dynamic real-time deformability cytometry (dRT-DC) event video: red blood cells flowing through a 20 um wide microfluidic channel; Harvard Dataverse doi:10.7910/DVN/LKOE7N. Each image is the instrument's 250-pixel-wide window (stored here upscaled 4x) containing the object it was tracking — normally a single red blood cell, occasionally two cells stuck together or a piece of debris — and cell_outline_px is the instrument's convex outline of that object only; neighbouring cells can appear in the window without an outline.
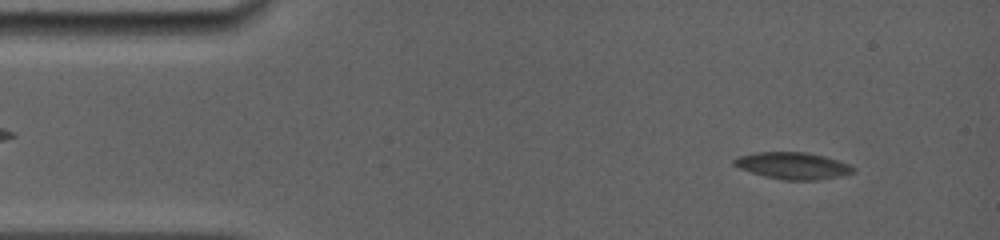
{"species": "common noctule bat (a hibernating species)", "species_latin": "Nyctalus noctula", "temperature_condition": "room temperature", "stored_images_in_passage": 6, "camera_frame_rate_fps": 5000, "um_per_image_px": 0.085, "animal": {"sex": "female", "body_mass_g": 19.0, "forearm_length_mm": 56.7}, "frame": {"image": 1, "passage_image": 2, "time_ms": 1.0, "image_size_px": [1000, 240], "cell_outline_px": [[856, 172], [840, 176], [816, 180], [780, 180], [764, 176], [740, 168], [732, 164], [732, 160], [736, 156], [756, 152], [808, 152], [840, 160], [856, 168]], "centroid_in_image_um": [67.4, 14.08], "position_along_channel_um": 17.6, "area_um2": 18.84}}